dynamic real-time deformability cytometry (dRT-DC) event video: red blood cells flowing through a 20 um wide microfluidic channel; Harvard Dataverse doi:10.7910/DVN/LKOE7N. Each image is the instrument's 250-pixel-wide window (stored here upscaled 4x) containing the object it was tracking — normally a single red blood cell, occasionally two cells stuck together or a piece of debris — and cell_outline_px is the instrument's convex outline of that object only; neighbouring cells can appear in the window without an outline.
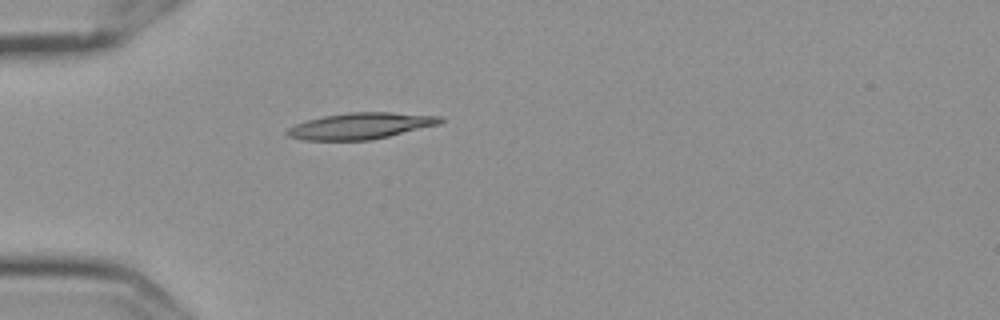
{"species": "Egyptian fruit bat (a non-hibernating species)", "species_latin": "Rousettus aegyptiacus", "temperature_condition": "cold", "stored_images_in_passage": 41, "camera_frame_rate_fps": 3000, "um_per_image_px": 0.085, "frame": {"image": 1, "passage_image": 1, "time_ms": 0.0, "image_size_px": [1000, 320], "cell_outline_px": [[444, 120], [440, 124], [372, 140], [304, 140], [288, 136], [284, 132], [288, 128], [296, 124], [308, 120], [324, 116], [348, 112], [392, 112], [444, 116]], "centroid_in_image_um": [30.69, 10.7], "position_along_channel_um": 54.3, "area_um2": 23.52}}
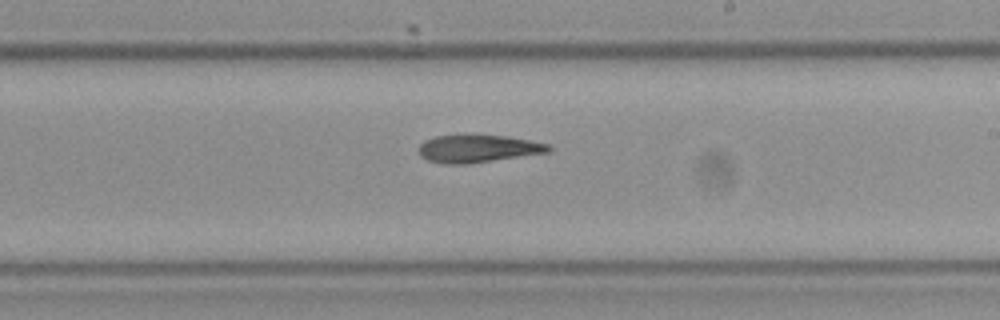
{"frame": {"image": 2, "passage_image": 18, "time_ms": 5.667, "image_size_px": [1000, 320], "cell_outline_px": [[552, 152], [468, 164], [444, 164], [428, 160], [420, 156], [420, 144], [424, 140], [436, 136], [508, 136], [552, 144]], "centroid_in_image_um": [40.7, 12.65], "position_along_channel_um": 248.3, "area_um2": 20.87}}
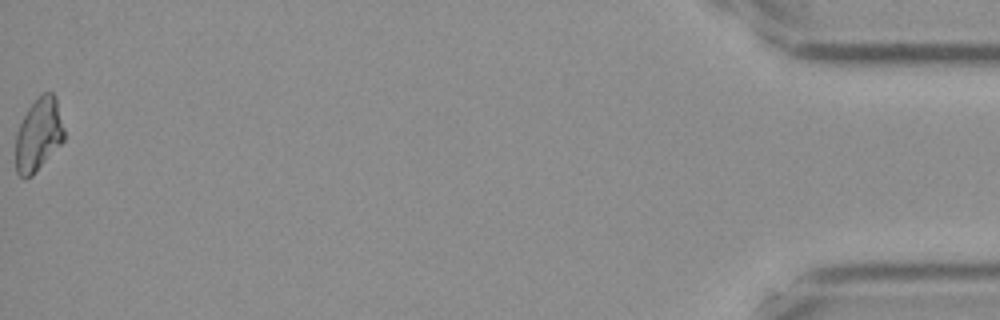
{"frame": {"image": 3, "passage_image": 41, "time_ms": 13.333, "image_size_px": [1000, 320], "cell_outline_px": [[64, 140], [32, 176], [20, 176], [16, 172], [16, 132], [28, 108], [44, 92], [52, 92], [56, 96], [64, 128]], "centroid_in_image_um": [3.29, 11.43], "position_along_channel_um": 431.9, "area_um2": 20.35}, "authors_computed_cell_mechanics": {"area_um2": 21.2704, "velocity_mm_per_s": 3.6033, "shape_relaxation_time_tau1_ms": 5.7832, "shape_relaxation_time_tau2_ms": null, "deformation_change_tau1": 0.1464, "deformation_change_tau2": null}}